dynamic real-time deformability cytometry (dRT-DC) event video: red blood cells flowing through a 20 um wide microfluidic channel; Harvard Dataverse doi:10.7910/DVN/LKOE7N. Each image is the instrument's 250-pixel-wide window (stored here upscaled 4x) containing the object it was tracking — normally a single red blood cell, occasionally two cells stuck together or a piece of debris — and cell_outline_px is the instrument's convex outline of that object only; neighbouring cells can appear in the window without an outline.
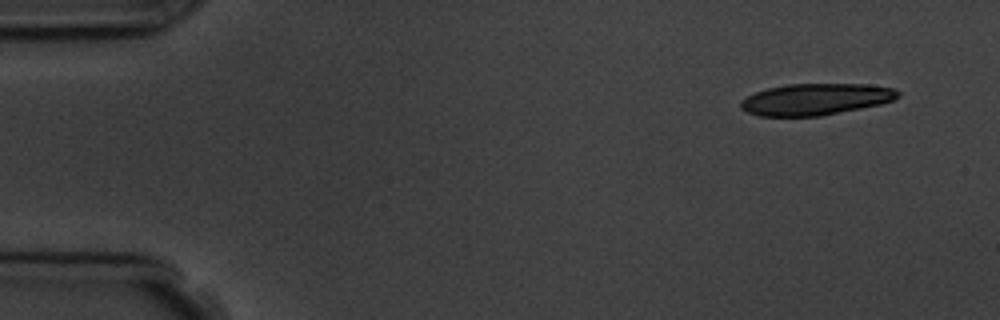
{"species": "common noctule bat (a hibernating species)", "species_latin": "Nyctalus noctula", "temperature_condition": "room temperature", "stored_images_in_passage": 6, "camera_frame_rate_fps": 3000, "um_per_image_px": 0.085, "animal": {"sex": "male", "body_mass_g": 19.5, "forearm_length_mm": 54.6}, "frame": {"image": 1, "passage_image": 1, "time_ms": 0.0, "image_size_px": [1000, 320], "cell_outline_px": [[900, 96], [892, 100], [880, 104], [820, 116], [760, 116], [748, 112], [740, 108], [740, 100], [756, 92], [768, 88], [788, 84], [868, 84], [892, 88], [900, 92]], "centroid_in_image_um": [69.32, 8.43], "position_along_channel_um": 15.7, "area_um2": 28.73}}
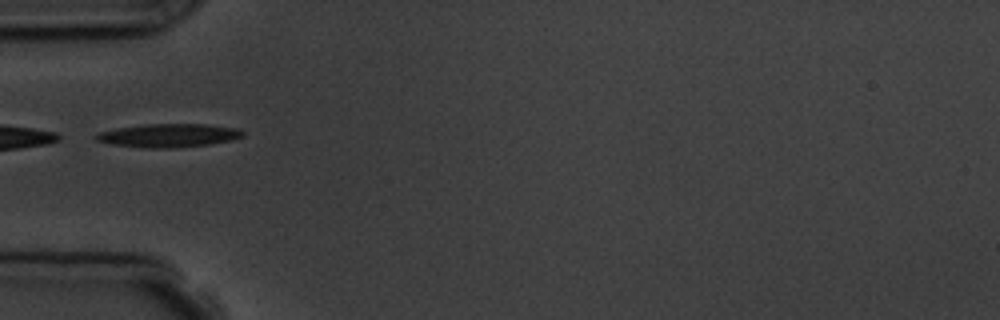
{"frame": {"image": 2, "passage_image": 5, "time_ms": 4.667, "image_size_px": [1000, 320], "cell_outline_px": [[244, 136], [232, 140], [208, 144], [172, 148], [144, 148], [112, 144], [96, 140], [92, 136], [100, 132], [120, 128], [144, 124], [204, 124], [240, 128], [244, 132]], "centroid_in_image_um": [14.36, 11.51], "position_along_channel_um": 70.6, "area_um2": 20.0}}